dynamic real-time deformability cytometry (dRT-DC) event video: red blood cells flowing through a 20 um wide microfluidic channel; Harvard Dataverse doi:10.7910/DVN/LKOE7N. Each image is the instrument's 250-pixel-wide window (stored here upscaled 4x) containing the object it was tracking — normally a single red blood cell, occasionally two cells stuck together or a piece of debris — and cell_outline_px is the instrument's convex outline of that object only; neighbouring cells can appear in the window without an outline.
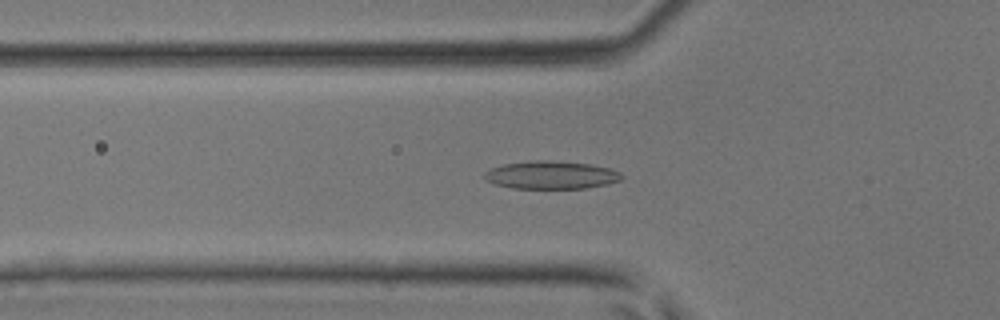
{"species": "common noctule bat (a hibernating species)", "species_latin": "Nyctalus noctula", "temperature_condition": "room temperature", "stored_images_in_passage": 44, "camera_frame_rate_fps": 3000, "um_per_image_px": 0.085, "animal": {"sex": "male", "body_mass_g": 17.9, "forearm_length_mm": 54.2}, "frame": {"image": 1, "passage_image": 15, "time_ms": 4.667, "image_size_px": [1000, 320], "cell_outline_px": [[624, 176], [620, 180], [608, 184], [584, 188], [512, 188], [496, 184], [484, 180], [484, 172], [492, 168], [504, 164], [532, 160], [552, 160], [588, 164], [612, 168], [620, 172]], "centroid_in_image_um": [46.86, 14.87], "position_along_channel_um": 78.9, "area_um2": 22.37}}
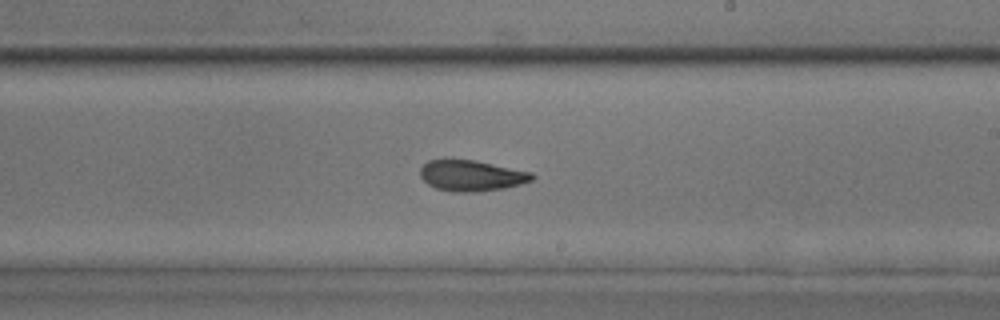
{"frame": {"image": 2, "passage_image": 26, "time_ms": 8.333, "image_size_px": [1000, 320], "cell_outline_px": [[536, 176], [532, 180], [520, 184], [504, 188], [476, 192], [452, 192], [436, 188], [428, 184], [420, 176], [420, 168], [428, 160], [444, 156], [476, 160], [532, 172]], "centroid_in_image_um": [40.02, 14.88], "position_along_channel_um": 249.0, "area_um2": 20.81}}
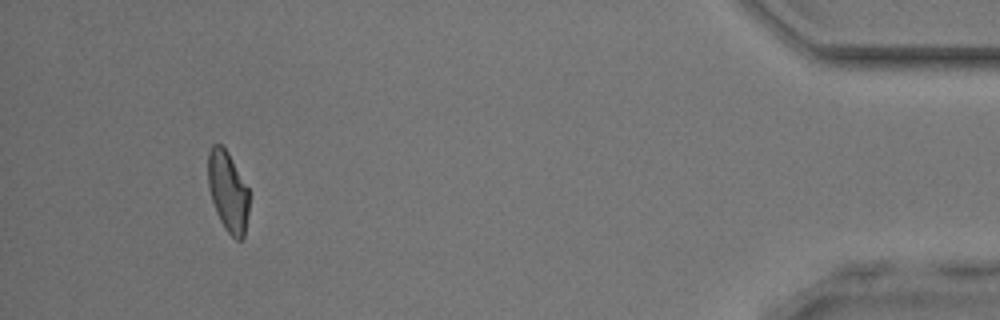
{"frame": {"image": 3, "passage_image": 41, "time_ms": 13.333, "image_size_px": [1000, 320], "cell_outline_px": [[248, 212], [244, 236], [240, 240], [236, 240], [224, 228], [216, 212], [208, 188], [208, 152], [212, 144], [220, 144], [228, 152], [248, 188]], "centroid_in_image_um": [19.36, 16.27], "position_along_channel_um": 415.8, "area_um2": 19.13}}